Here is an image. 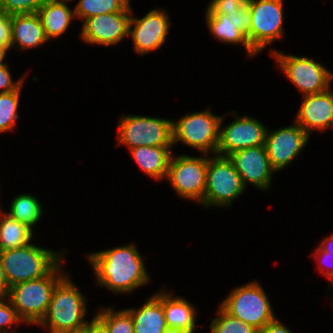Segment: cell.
Segmentation results:
<instances>
[{
    "label": "cell",
    "instance_id": "obj_13",
    "mask_svg": "<svg viewBox=\"0 0 333 333\" xmlns=\"http://www.w3.org/2000/svg\"><path fill=\"white\" fill-rule=\"evenodd\" d=\"M266 134L267 130L257 120L249 117L238 118L220 131L217 153L223 156L224 152V156L228 157L242 149L265 145Z\"/></svg>",
    "mask_w": 333,
    "mask_h": 333
},
{
    "label": "cell",
    "instance_id": "obj_2",
    "mask_svg": "<svg viewBox=\"0 0 333 333\" xmlns=\"http://www.w3.org/2000/svg\"><path fill=\"white\" fill-rule=\"evenodd\" d=\"M83 298L64 277L54 288L46 315L39 324H50L51 333H81L87 325L82 319L86 312Z\"/></svg>",
    "mask_w": 333,
    "mask_h": 333
},
{
    "label": "cell",
    "instance_id": "obj_12",
    "mask_svg": "<svg viewBox=\"0 0 333 333\" xmlns=\"http://www.w3.org/2000/svg\"><path fill=\"white\" fill-rule=\"evenodd\" d=\"M131 11L99 14L85 20L82 38L88 43L112 45L129 34Z\"/></svg>",
    "mask_w": 333,
    "mask_h": 333
},
{
    "label": "cell",
    "instance_id": "obj_9",
    "mask_svg": "<svg viewBox=\"0 0 333 333\" xmlns=\"http://www.w3.org/2000/svg\"><path fill=\"white\" fill-rule=\"evenodd\" d=\"M247 4L251 15L249 43L258 52L276 38L282 37L283 1L247 0Z\"/></svg>",
    "mask_w": 333,
    "mask_h": 333
},
{
    "label": "cell",
    "instance_id": "obj_7",
    "mask_svg": "<svg viewBox=\"0 0 333 333\" xmlns=\"http://www.w3.org/2000/svg\"><path fill=\"white\" fill-rule=\"evenodd\" d=\"M244 189L241 176L228 157L218 155L208 160L204 205L228 206Z\"/></svg>",
    "mask_w": 333,
    "mask_h": 333
},
{
    "label": "cell",
    "instance_id": "obj_30",
    "mask_svg": "<svg viewBox=\"0 0 333 333\" xmlns=\"http://www.w3.org/2000/svg\"><path fill=\"white\" fill-rule=\"evenodd\" d=\"M47 0H0V13L6 15L32 14Z\"/></svg>",
    "mask_w": 333,
    "mask_h": 333
},
{
    "label": "cell",
    "instance_id": "obj_19",
    "mask_svg": "<svg viewBox=\"0 0 333 333\" xmlns=\"http://www.w3.org/2000/svg\"><path fill=\"white\" fill-rule=\"evenodd\" d=\"M128 311L133 319L134 333H163L168 328L163 311V293L154 295L138 311Z\"/></svg>",
    "mask_w": 333,
    "mask_h": 333
},
{
    "label": "cell",
    "instance_id": "obj_29",
    "mask_svg": "<svg viewBox=\"0 0 333 333\" xmlns=\"http://www.w3.org/2000/svg\"><path fill=\"white\" fill-rule=\"evenodd\" d=\"M97 317L107 326L109 333H134L133 319L128 309L113 313L108 308Z\"/></svg>",
    "mask_w": 333,
    "mask_h": 333
},
{
    "label": "cell",
    "instance_id": "obj_33",
    "mask_svg": "<svg viewBox=\"0 0 333 333\" xmlns=\"http://www.w3.org/2000/svg\"><path fill=\"white\" fill-rule=\"evenodd\" d=\"M2 299L5 300V297H0V330H2L1 328L4 325H10L14 322L21 321L11 301V306H9L4 303V301H1Z\"/></svg>",
    "mask_w": 333,
    "mask_h": 333
},
{
    "label": "cell",
    "instance_id": "obj_27",
    "mask_svg": "<svg viewBox=\"0 0 333 333\" xmlns=\"http://www.w3.org/2000/svg\"><path fill=\"white\" fill-rule=\"evenodd\" d=\"M21 87L11 92L0 93V132L12 129L19 117L17 108Z\"/></svg>",
    "mask_w": 333,
    "mask_h": 333
},
{
    "label": "cell",
    "instance_id": "obj_1",
    "mask_svg": "<svg viewBox=\"0 0 333 333\" xmlns=\"http://www.w3.org/2000/svg\"><path fill=\"white\" fill-rule=\"evenodd\" d=\"M98 282L115 292H130L148 282L143 259L134 245L91 254Z\"/></svg>",
    "mask_w": 333,
    "mask_h": 333
},
{
    "label": "cell",
    "instance_id": "obj_23",
    "mask_svg": "<svg viewBox=\"0 0 333 333\" xmlns=\"http://www.w3.org/2000/svg\"><path fill=\"white\" fill-rule=\"evenodd\" d=\"M163 293V311L168 328H175L193 333L195 327V309L186 300L172 298Z\"/></svg>",
    "mask_w": 333,
    "mask_h": 333
},
{
    "label": "cell",
    "instance_id": "obj_3",
    "mask_svg": "<svg viewBox=\"0 0 333 333\" xmlns=\"http://www.w3.org/2000/svg\"><path fill=\"white\" fill-rule=\"evenodd\" d=\"M57 265L48 275L17 283L10 287L8 297L22 321L40 323L46 315L56 285L64 276L54 275L59 271Z\"/></svg>",
    "mask_w": 333,
    "mask_h": 333
},
{
    "label": "cell",
    "instance_id": "obj_18",
    "mask_svg": "<svg viewBox=\"0 0 333 333\" xmlns=\"http://www.w3.org/2000/svg\"><path fill=\"white\" fill-rule=\"evenodd\" d=\"M296 123L308 134L311 128L321 131L333 125V93L324 91L318 94L304 95ZM332 124V125H331Z\"/></svg>",
    "mask_w": 333,
    "mask_h": 333
},
{
    "label": "cell",
    "instance_id": "obj_38",
    "mask_svg": "<svg viewBox=\"0 0 333 333\" xmlns=\"http://www.w3.org/2000/svg\"><path fill=\"white\" fill-rule=\"evenodd\" d=\"M332 242H333V235H332V237H329V238L325 239V240L322 242L320 248H321L323 251H326L327 253H333V249H332L333 246H330L331 244H333ZM323 244H324V245H323Z\"/></svg>",
    "mask_w": 333,
    "mask_h": 333
},
{
    "label": "cell",
    "instance_id": "obj_6",
    "mask_svg": "<svg viewBox=\"0 0 333 333\" xmlns=\"http://www.w3.org/2000/svg\"><path fill=\"white\" fill-rule=\"evenodd\" d=\"M221 121V117L214 116L209 111L187 115L177 123L172 122V142L182 141L205 153L212 150L216 154Z\"/></svg>",
    "mask_w": 333,
    "mask_h": 333
},
{
    "label": "cell",
    "instance_id": "obj_5",
    "mask_svg": "<svg viewBox=\"0 0 333 333\" xmlns=\"http://www.w3.org/2000/svg\"><path fill=\"white\" fill-rule=\"evenodd\" d=\"M221 307L231 316L259 331L275 319L268 297L256 283L235 289Z\"/></svg>",
    "mask_w": 333,
    "mask_h": 333
},
{
    "label": "cell",
    "instance_id": "obj_37",
    "mask_svg": "<svg viewBox=\"0 0 333 333\" xmlns=\"http://www.w3.org/2000/svg\"><path fill=\"white\" fill-rule=\"evenodd\" d=\"M10 286L6 279V275L2 265V259L0 256V297H6L5 295L9 293Z\"/></svg>",
    "mask_w": 333,
    "mask_h": 333
},
{
    "label": "cell",
    "instance_id": "obj_24",
    "mask_svg": "<svg viewBox=\"0 0 333 333\" xmlns=\"http://www.w3.org/2000/svg\"><path fill=\"white\" fill-rule=\"evenodd\" d=\"M32 228L4 214L0 220V251L15 249L29 244Z\"/></svg>",
    "mask_w": 333,
    "mask_h": 333
},
{
    "label": "cell",
    "instance_id": "obj_16",
    "mask_svg": "<svg viewBox=\"0 0 333 333\" xmlns=\"http://www.w3.org/2000/svg\"><path fill=\"white\" fill-rule=\"evenodd\" d=\"M206 20L209 30L216 38L227 43L242 42L248 54L255 55L257 53L249 43L251 15L248 4L238 12L227 15H212L207 10Z\"/></svg>",
    "mask_w": 333,
    "mask_h": 333
},
{
    "label": "cell",
    "instance_id": "obj_15",
    "mask_svg": "<svg viewBox=\"0 0 333 333\" xmlns=\"http://www.w3.org/2000/svg\"><path fill=\"white\" fill-rule=\"evenodd\" d=\"M228 158L241 176L244 187L246 182L262 189L269 187L271 172L275 170L271 167L265 145L236 151L230 154Z\"/></svg>",
    "mask_w": 333,
    "mask_h": 333
},
{
    "label": "cell",
    "instance_id": "obj_36",
    "mask_svg": "<svg viewBox=\"0 0 333 333\" xmlns=\"http://www.w3.org/2000/svg\"><path fill=\"white\" fill-rule=\"evenodd\" d=\"M260 333H292L285 326L279 323L276 319L269 322L266 326H264Z\"/></svg>",
    "mask_w": 333,
    "mask_h": 333
},
{
    "label": "cell",
    "instance_id": "obj_26",
    "mask_svg": "<svg viewBox=\"0 0 333 333\" xmlns=\"http://www.w3.org/2000/svg\"><path fill=\"white\" fill-rule=\"evenodd\" d=\"M41 213V205L38 200L25 194L19 195L13 200L8 215L31 228L40 219Z\"/></svg>",
    "mask_w": 333,
    "mask_h": 333
},
{
    "label": "cell",
    "instance_id": "obj_35",
    "mask_svg": "<svg viewBox=\"0 0 333 333\" xmlns=\"http://www.w3.org/2000/svg\"><path fill=\"white\" fill-rule=\"evenodd\" d=\"M81 333H109L107 326L97 317L87 323Z\"/></svg>",
    "mask_w": 333,
    "mask_h": 333
},
{
    "label": "cell",
    "instance_id": "obj_28",
    "mask_svg": "<svg viewBox=\"0 0 333 333\" xmlns=\"http://www.w3.org/2000/svg\"><path fill=\"white\" fill-rule=\"evenodd\" d=\"M219 313L220 316L212 320V333H260L254 326L231 316L222 307Z\"/></svg>",
    "mask_w": 333,
    "mask_h": 333
},
{
    "label": "cell",
    "instance_id": "obj_25",
    "mask_svg": "<svg viewBox=\"0 0 333 333\" xmlns=\"http://www.w3.org/2000/svg\"><path fill=\"white\" fill-rule=\"evenodd\" d=\"M131 11L129 0H80L74 13L75 16L85 18L99 14Z\"/></svg>",
    "mask_w": 333,
    "mask_h": 333
},
{
    "label": "cell",
    "instance_id": "obj_10",
    "mask_svg": "<svg viewBox=\"0 0 333 333\" xmlns=\"http://www.w3.org/2000/svg\"><path fill=\"white\" fill-rule=\"evenodd\" d=\"M208 158H193L186 155L173 159L171 156L167 177L173 188L182 196L203 203Z\"/></svg>",
    "mask_w": 333,
    "mask_h": 333
},
{
    "label": "cell",
    "instance_id": "obj_14",
    "mask_svg": "<svg viewBox=\"0 0 333 333\" xmlns=\"http://www.w3.org/2000/svg\"><path fill=\"white\" fill-rule=\"evenodd\" d=\"M309 134L300 126H290L266 134L265 147L274 170L283 169L307 143Z\"/></svg>",
    "mask_w": 333,
    "mask_h": 333
},
{
    "label": "cell",
    "instance_id": "obj_22",
    "mask_svg": "<svg viewBox=\"0 0 333 333\" xmlns=\"http://www.w3.org/2000/svg\"><path fill=\"white\" fill-rule=\"evenodd\" d=\"M64 1L67 0H47L37 11L47 39L61 35L75 16Z\"/></svg>",
    "mask_w": 333,
    "mask_h": 333
},
{
    "label": "cell",
    "instance_id": "obj_34",
    "mask_svg": "<svg viewBox=\"0 0 333 333\" xmlns=\"http://www.w3.org/2000/svg\"><path fill=\"white\" fill-rule=\"evenodd\" d=\"M8 70L9 69L7 68V65L0 66V88H3L0 93L11 92L22 86V80L12 83V79Z\"/></svg>",
    "mask_w": 333,
    "mask_h": 333
},
{
    "label": "cell",
    "instance_id": "obj_17",
    "mask_svg": "<svg viewBox=\"0 0 333 333\" xmlns=\"http://www.w3.org/2000/svg\"><path fill=\"white\" fill-rule=\"evenodd\" d=\"M168 18L164 12L152 10L141 19H130L129 34L133 38L134 48L138 53L144 54L162 46L168 33ZM132 24H136L133 31Z\"/></svg>",
    "mask_w": 333,
    "mask_h": 333
},
{
    "label": "cell",
    "instance_id": "obj_20",
    "mask_svg": "<svg viewBox=\"0 0 333 333\" xmlns=\"http://www.w3.org/2000/svg\"><path fill=\"white\" fill-rule=\"evenodd\" d=\"M47 40L37 13L12 15L11 46L18 42L21 48H29Z\"/></svg>",
    "mask_w": 333,
    "mask_h": 333
},
{
    "label": "cell",
    "instance_id": "obj_11",
    "mask_svg": "<svg viewBox=\"0 0 333 333\" xmlns=\"http://www.w3.org/2000/svg\"><path fill=\"white\" fill-rule=\"evenodd\" d=\"M287 77L302 91L304 95L318 94L328 90L333 77L329 71L308 57L287 56L274 52Z\"/></svg>",
    "mask_w": 333,
    "mask_h": 333
},
{
    "label": "cell",
    "instance_id": "obj_41",
    "mask_svg": "<svg viewBox=\"0 0 333 333\" xmlns=\"http://www.w3.org/2000/svg\"><path fill=\"white\" fill-rule=\"evenodd\" d=\"M163 333H190V332L181 329L167 328Z\"/></svg>",
    "mask_w": 333,
    "mask_h": 333
},
{
    "label": "cell",
    "instance_id": "obj_40",
    "mask_svg": "<svg viewBox=\"0 0 333 333\" xmlns=\"http://www.w3.org/2000/svg\"><path fill=\"white\" fill-rule=\"evenodd\" d=\"M8 49H9V47L0 45V66L5 65L2 63V60L4 59L6 51Z\"/></svg>",
    "mask_w": 333,
    "mask_h": 333
},
{
    "label": "cell",
    "instance_id": "obj_8",
    "mask_svg": "<svg viewBox=\"0 0 333 333\" xmlns=\"http://www.w3.org/2000/svg\"><path fill=\"white\" fill-rule=\"evenodd\" d=\"M172 122L143 116H123L119 142L130 149L139 146H172Z\"/></svg>",
    "mask_w": 333,
    "mask_h": 333
},
{
    "label": "cell",
    "instance_id": "obj_21",
    "mask_svg": "<svg viewBox=\"0 0 333 333\" xmlns=\"http://www.w3.org/2000/svg\"><path fill=\"white\" fill-rule=\"evenodd\" d=\"M171 146H139L131 149L132 155L147 175L156 179L167 176Z\"/></svg>",
    "mask_w": 333,
    "mask_h": 333
},
{
    "label": "cell",
    "instance_id": "obj_4",
    "mask_svg": "<svg viewBox=\"0 0 333 333\" xmlns=\"http://www.w3.org/2000/svg\"><path fill=\"white\" fill-rule=\"evenodd\" d=\"M9 286L48 275L57 265L56 253L32 244L0 251Z\"/></svg>",
    "mask_w": 333,
    "mask_h": 333
},
{
    "label": "cell",
    "instance_id": "obj_39",
    "mask_svg": "<svg viewBox=\"0 0 333 333\" xmlns=\"http://www.w3.org/2000/svg\"><path fill=\"white\" fill-rule=\"evenodd\" d=\"M316 253H318V254L320 253L322 256H325V257H330L331 255H333V253H327L326 251H323L320 247L317 249ZM326 274L329 278H333V271L332 272L326 271Z\"/></svg>",
    "mask_w": 333,
    "mask_h": 333
},
{
    "label": "cell",
    "instance_id": "obj_32",
    "mask_svg": "<svg viewBox=\"0 0 333 333\" xmlns=\"http://www.w3.org/2000/svg\"><path fill=\"white\" fill-rule=\"evenodd\" d=\"M12 15L0 13V45L11 47Z\"/></svg>",
    "mask_w": 333,
    "mask_h": 333
},
{
    "label": "cell",
    "instance_id": "obj_31",
    "mask_svg": "<svg viewBox=\"0 0 333 333\" xmlns=\"http://www.w3.org/2000/svg\"><path fill=\"white\" fill-rule=\"evenodd\" d=\"M247 4V0H213L208 11L212 15H227L238 12Z\"/></svg>",
    "mask_w": 333,
    "mask_h": 333
}]
</instances>
